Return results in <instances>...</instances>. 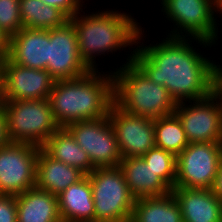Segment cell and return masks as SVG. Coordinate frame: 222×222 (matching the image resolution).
Segmentation results:
<instances>
[{"label": "cell", "mask_w": 222, "mask_h": 222, "mask_svg": "<svg viewBox=\"0 0 222 222\" xmlns=\"http://www.w3.org/2000/svg\"><path fill=\"white\" fill-rule=\"evenodd\" d=\"M1 80H2V69H0V88H1Z\"/></svg>", "instance_id": "e575fe53"}, {"label": "cell", "mask_w": 222, "mask_h": 222, "mask_svg": "<svg viewBox=\"0 0 222 222\" xmlns=\"http://www.w3.org/2000/svg\"><path fill=\"white\" fill-rule=\"evenodd\" d=\"M46 5L58 8L61 10L69 19L74 17L78 12H83V0H41Z\"/></svg>", "instance_id": "83f0119b"}, {"label": "cell", "mask_w": 222, "mask_h": 222, "mask_svg": "<svg viewBox=\"0 0 222 222\" xmlns=\"http://www.w3.org/2000/svg\"><path fill=\"white\" fill-rule=\"evenodd\" d=\"M188 103H177L174 112L188 142L222 143V95L216 90L207 98Z\"/></svg>", "instance_id": "9c48e42d"}, {"label": "cell", "mask_w": 222, "mask_h": 222, "mask_svg": "<svg viewBox=\"0 0 222 222\" xmlns=\"http://www.w3.org/2000/svg\"><path fill=\"white\" fill-rule=\"evenodd\" d=\"M55 79L47 70L26 68L4 59L0 102L49 98Z\"/></svg>", "instance_id": "7c38bea8"}, {"label": "cell", "mask_w": 222, "mask_h": 222, "mask_svg": "<svg viewBox=\"0 0 222 222\" xmlns=\"http://www.w3.org/2000/svg\"><path fill=\"white\" fill-rule=\"evenodd\" d=\"M154 134L156 147L176 157L189 144L183 125L175 113L154 119Z\"/></svg>", "instance_id": "cb8c5ba5"}, {"label": "cell", "mask_w": 222, "mask_h": 222, "mask_svg": "<svg viewBox=\"0 0 222 222\" xmlns=\"http://www.w3.org/2000/svg\"><path fill=\"white\" fill-rule=\"evenodd\" d=\"M10 143L7 133V120L6 114L2 105L0 104V147H3Z\"/></svg>", "instance_id": "f1b7e54d"}, {"label": "cell", "mask_w": 222, "mask_h": 222, "mask_svg": "<svg viewBox=\"0 0 222 222\" xmlns=\"http://www.w3.org/2000/svg\"><path fill=\"white\" fill-rule=\"evenodd\" d=\"M8 58L26 68L46 70L49 63V30L23 27L10 37Z\"/></svg>", "instance_id": "9a60e30c"}, {"label": "cell", "mask_w": 222, "mask_h": 222, "mask_svg": "<svg viewBox=\"0 0 222 222\" xmlns=\"http://www.w3.org/2000/svg\"><path fill=\"white\" fill-rule=\"evenodd\" d=\"M99 71L90 70L80 77L55 81L48 99L60 127L108 116L114 103L113 72L108 71V75Z\"/></svg>", "instance_id": "7a4b0ae2"}, {"label": "cell", "mask_w": 222, "mask_h": 222, "mask_svg": "<svg viewBox=\"0 0 222 222\" xmlns=\"http://www.w3.org/2000/svg\"><path fill=\"white\" fill-rule=\"evenodd\" d=\"M22 28L19 0H0V29L11 37Z\"/></svg>", "instance_id": "484cf974"}, {"label": "cell", "mask_w": 222, "mask_h": 222, "mask_svg": "<svg viewBox=\"0 0 222 222\" xmlns=\"http://www.w3.org/2000/svg\"><path fill=\"white\" fill-rule=\"evenodd\" d=\"M210 190L222 202V161Z\"/></svg>", "instance_id": "f546056e"}, {"label": "cell", "mask_w": 222, "mask_h": 222, "mask_svg": "<svg viewBox=\"0 0 222 222\" xmlns=\"http://www.w3.org/2000/svg\"><path fill=\"white\" fill-rule=\"evenodd\" d=\"M130 222H183L181 209L171 193L135 199Z\"/></svg>", "instance_id": "7402d4cb"}, {"label": "cell", "mask_w": 222, "mask_h": 222, "mask_svg": "<svg viewBox=\"0 0 222 222\" xmlns=\"http://www.w3.org/2000/svg\"><path fill=\"white\" fill-rule=\"evenodd\" d=\"M216 90L222 95V66L217 64V84Z\"/></svg>", "instance_id": "1f68e13d"}, {"label": "cell", "mask_w": 222, "mask_h": 222, "mask_svg": "<svg viewBox=\"0 0 222 222\" xmlns=\"http://www.w3.org/2000/svg\"><path fill=\"white\" fill-rule=\"evenodd\" d=\"M176 161L174 188L210 189L222 161V143H189Z\"/></svg>", "instance_id": "ba28073f"}, {"label": "cell", "mask_w": 222, "mask_h": 222, "mask_svg": "<svg viewBox=\"0 0 222 222\" xmlns=\"http://www.w3.org/2000/svg\"><path fill=\"white\" fill-rule=\"evenodd\" d=\"M142 158L147 166L155 172L171 189L175 187L176 180V156L159 147L151 148Z\"/></svg>", "instance_id": "d4e9b609"}, {"label": "cell", "mask_w": 222, "mask_h": 222, "mask_svg": "<svg viewBox=\"0 0 222 222\" xmlns=\"http://www.w3.org/2000/svg\"><path fill=\"white\" fill-rule=\"evenodd\" d=\"M218 11L219 14H222V0H218Z\"/></svg>", "instance_id": "d6a6232c"}, {"label": "cell", "mask_w": 222, "mask_h": 222, "mask_svg": "<svg viewBox=\"0 0 222 222\" xmlns=\"http://www.w3.org/2000/svg\"><path fill=\"white\" fill-rule=\"evenodd\" d=\"M85 174L79 169L57 161L42 148L38 151L36 161V187L59 195L71 184L80 181Z\"/></svg>", "instance_id": "d6986e66"}, {"label": "cell", "mask_w": 222, "mask_h": 222, "mask_svg": "<svg viewBox=\"0 0 222 222\" xmlns=\"http://www.w3.org/2000/svg\"><path fill=\"white\" fill-rule=\"evenodd\" d=\"M129 192L135 199L142 197H161L172 189L146 165L142 157H125L120 161Z\"/></svg>", "instance_id": "e0dca14e"}, {"label": "cell", "mask_w": 222, "mask_h": 222, "mask_svg": "<svg viewBox=\"0 0 222 222\" xmlns=\"http://www.w3.org/2000/svg\"><path fill=\"white\" fill-rule=\"evenodd\" d=\"M4 58L0 55V69H3Z\"/></svg>", "instance_id": "836d02e7"}, {"label": "cell", "mask_w": 222, "mask_h": 222, "mask_svg": "<svg viewBox=\"0 0 222 222\" xmlns=\"http://www.w3.org/2000/svg\"><path fill=\"white\" fill-rule=\"evenodd\" d=\"M19 9L23 27L26 28L51 30L69 20L61 10L41 0H19Z\"/></svg>", "instance_id": "603a6c76"}, {"label": "cell", "mask_w": 222, "mask_h": 222, "mask_svg": "<svg viewBox=\"0 0 222 222\" xmlns=\"http://www.w3.org/2000/svg\"><path fill=\"white\" fill-rule=\"evenodd\" d=\"M46 70L55 80L80 77L91 69L79 55L77 33L69 19L49 30V63Z\"/></svg>", "instance_id": "4fadbf2b"}, {"label": "cell", "mask_w": 222, "mask_h": 222, "mask_svg": "<svg viewBox=\"0 0 222 222\" xmlns=\"http://www.w3.org/2000/svg\"><path fill=\"white\" fill-rule=\"evenodd\" d=\"M95 222H130L135 198L119 167L95 168L89 175Z\"/></svg>", "instance_id": "52a82bcc"}, {"label": "cell", "mask_w": 222, "mask_h": 222, "mask_svg": "<svg viewBox=\"0 0 222 222\" xmlns=\"http://www.w3.org/2000/svg\"><path fill=\"white\" fill-rule=\"evenodd\" d=\"M95 168L119 167L122 157L109 117L73 122L65 127Z\"/></svg>", "instance_id": "30bf717a"}, {"label": "cell", "mask_w": 222, "mask_h": 222, "mask_svg": "<svg viewBox=\"0 0 222 222\" xmlns=\"http://www.w3.org/2000/svg\"><path fill=\"white\" fill-rule=\"evenodd\" d=\"M122 158L142 157L155 147L154 119L132 115L115 103L108 114Z\"/></svg>", "instance_id": "5bb4252c"}, {"label": "cell", "mask_w": 222, "mask_h": 222, "mask_svg": "<svg viewBox=\"0 0 222 222\" xmlns=\"http://www.w3.org/2000/svg\"><path fill=\"white\" fill-rule=\"evenodd\" d=\"M183 222H222V202L210 189L173 188Z\"/></svg>", "instance_id": "2e32d148"}, {"label": "cell", "mask_w": 222, "mask_h": 222, "mask_svg": "<svg viewBox=\"0 0 222 222\" xmlns=\"http://www.w3.org/2000/svg\"><path fill=\"white\" fill-rule=\"evenodd\" d=\"M17 222H62L56 195L36 186L16 196Z\"/></svg>", "instance_id": "ffe728a7"}, {"label": "cell", "mask_w": 222, "mask_h": 222, "mask_svg": "<svg viewBox=\"0 0 222 222\" xmlns=\"http://www.w3.org/2000/svg\"><path fill=\"white\" fill-rule=\"evenodd\" d=\"M7 120L10 142L29 143L42 147L60 128L49 99L7 100L0 102Z\"/></svg>", "instance_id": "5b68a950"}, {"label": "cell", "mask_w": 222, "mask_h": 222, "mask_svg": "<svg viewBox=\"0 0 222 222\" xmlns=\"http://www.w3.org/2000/svg\"><path fill=\"white\" fill-rule=\"evenodd\" d=\"M41 148L53 159L75 167L85 175L95 169L88 154L65 127L56 130Z\"/></svg>", "instance_id": "44dd1931"}, {"label": "cell", "mask_w": 222, "mask_h": 222, "mask_svg": "<svg viewBox=\"0 0 222 222\" xmlns=\"http://www.w3.org/2000/svg\"><path fill=\"white\" fill-rule=\"evenodd\" d=\"M144 32L141 27L132 61L151 81L164 86L176 103L202 100L216 91L217 63L192 46L196 41L211 48L213 43L166 36L160 43L145 46Z\"/></svg>", "instance_id": "6da1fadb"}, {"label": "cell", "mask_w": 222, "mask_h": 222, "mask_svg": "<svg viewBox=\"0 0 222 222\" xmlns=\"http://www.w3.org/2000/svg\"><path fill=\"white\" fill-rule=\"evenodd\" d=\"M10 37L0 29V55L5 59L9 54Z\"/></svg>", "instance_id": "4dcf8cb0"}, {"label": "cell", "mask_w": 222, "mask_h": 222, "mask_svg": "<svg viewBox=\"0 0 222 222\" xmlns=\"http://www.w3.org/2000/svg\"><path fill=\"white\" fill-rule=\"evenodd\" d=\"M40 148L18 142L0 147V194L17 196L35 187Z\"/></svg>", "instance_id": "8fae6325"}, {"label": "cell", "mask_w": 222, "mask_h": 222, "mask_svg": "<svg viewBox=\"0 0 222 222\" xmlns=\"http://www.w3.org/2000/svg\"><path fill=\"white\" fill-rule=\"evenodd\" d=\"M0 222H17L16 196L0 194Z\"/></svg>", "instance_id": "4316f807"}, {"label": "cell", "mask_w": 222, "mask_h": 222, "mask_svg": "<svg viewBox=\"0 0 222 222\" xmlns=\"http://www.w3.org/2000/svg\"><path fill=\"white\" fill-rule=\"evenodd\" d=\"M126 62L113 72L114 103L125 112L157 119L175 112L177 103L168 90L151 81L132 61L133 51Z\"/></svg>", "instance_id": "277c9868"}, {"label": "cell", "mask_w": 222, "mask_h": 222, "mask_svg": "<svg viewBox=\"0 0 222 222\" xmlns=\"http://www.w3.org/2000/svg\"><path fill=\"white\" fill-rule=\"evenodd\" d=\"M108 10L89 12L88 15L85 11L83 14L78 12L70 18L77 33L79 55L91 70L99 69L95 60L97 56L125 50L129 46L128 49L134 50L142 27L132 13Z\"/></svg>", "instance_id": "3957f363"}, {"label": "cell", "mask_w": 222, "mask_h": 222, "mask_svg": "<svg viewBox=\"0 0 222 222\" xmlns=\"http://www.w3.org/2000/svg\"><path fill=\"white\" fill-rule=\"evenodd\" d=\"M159 1L161 12L173 23L174 28L168 33V37L198 38L216 44L220 38L217 25H222L216 22V15L219 13L218 0Z\"/></svg>", "instance_id": "8992f818"}, {"label": "cell", "mask_w": 222, "mask_h": 222, "mask_svg": "<svg viewBox=\"0 0 222 222\" xmlns=\"http://www.w3.org/2000/svg\"><path fill=\"white\" fill-rule=\"evenodd\" d=\"M62 222H95V207L89 177L71 184L57 195Z\"/></svg>", "instance_id": "ac0fdd59"}]
</instances>
